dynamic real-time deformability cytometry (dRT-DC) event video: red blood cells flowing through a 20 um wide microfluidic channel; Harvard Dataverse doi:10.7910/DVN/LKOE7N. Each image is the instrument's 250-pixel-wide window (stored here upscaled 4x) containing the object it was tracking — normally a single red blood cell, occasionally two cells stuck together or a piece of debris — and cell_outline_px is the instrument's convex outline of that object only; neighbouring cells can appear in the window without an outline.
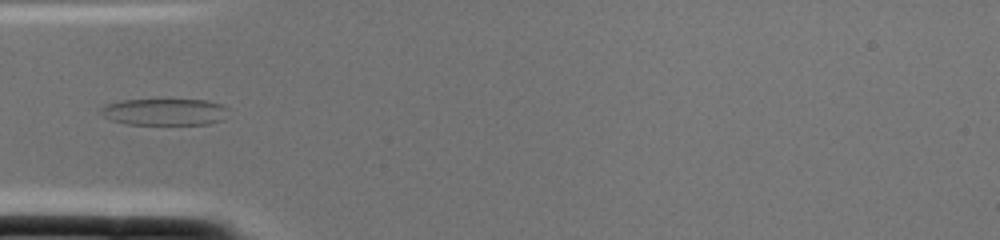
{"species": "common noctule bat (a hibernating species)", "species_latin": "Nyctalus noctula", "temperature_condition": "cold", "stored_images_in_passage": 2, "camera_frame_rate_fps": 3000, "um_per_image_px": 0.085, "animal": {"sex": "female", "body_mass_g": 22.0, "forearm_length_mm": 56.7}, "frame": {"image": 1, "passage_image": 2, "time_ms": 0.333, "image_size_px": [1000, 240], "cell_outline_px": [[228, 108], [224, 120], [208, 124], [128, 124], [112, 120], [104, 116], [100, 112], [100, 108], [104, 104], [120, 100], [208, 100], [224, 104]], "centroid_in_image_um": [14.02, 9.5], "position_along_channel_um": 71.0, "area_um2": 20.0}}